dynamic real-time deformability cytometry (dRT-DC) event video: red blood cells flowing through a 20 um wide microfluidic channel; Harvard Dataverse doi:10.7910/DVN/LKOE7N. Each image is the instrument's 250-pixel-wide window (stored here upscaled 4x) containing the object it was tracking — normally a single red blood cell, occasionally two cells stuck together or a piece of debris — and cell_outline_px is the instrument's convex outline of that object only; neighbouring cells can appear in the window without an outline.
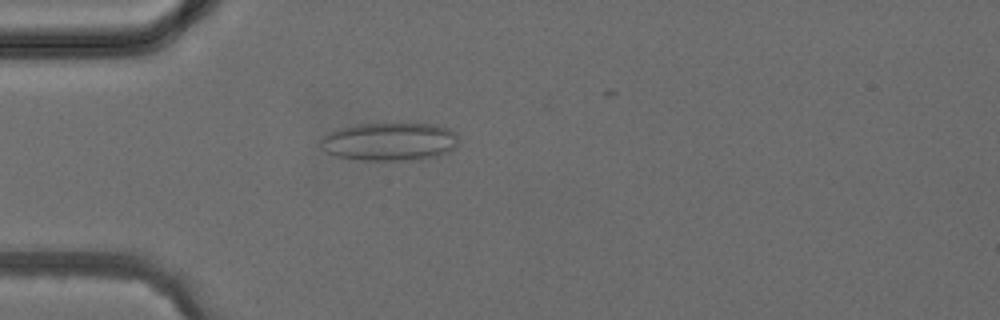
{"species": "common noctule bat (a hibernating species)", "species_latin": "Nyctalus noctula", "temperature_condition": "cold", "stored_images_in_passage": 4, "camera_frame_rate_fps": 3000, "um_per_image_px": 0.085, "animal": {"sex": "female", "body_mass_g": 24.6, "forearm_length_mm": 56.2}, "frame": {"image": 1, "passage_image": 4, "time_ms": 3.333, "image_size_px": [1000, 320], "cell_outline_px": [[456, 148], [452, 152], [436, 156], [412, 160], [364, 160], [340, 156], [328, 152], [320, 144], [320, 140], [328, 132], [340, 128], [356, 124], [436, 124], [448, 128], [456, 132]], "centroid_in_image_um": [33.16, 12.03], "position_along_channel_um": 51.8, "area_um2": 30.52}}